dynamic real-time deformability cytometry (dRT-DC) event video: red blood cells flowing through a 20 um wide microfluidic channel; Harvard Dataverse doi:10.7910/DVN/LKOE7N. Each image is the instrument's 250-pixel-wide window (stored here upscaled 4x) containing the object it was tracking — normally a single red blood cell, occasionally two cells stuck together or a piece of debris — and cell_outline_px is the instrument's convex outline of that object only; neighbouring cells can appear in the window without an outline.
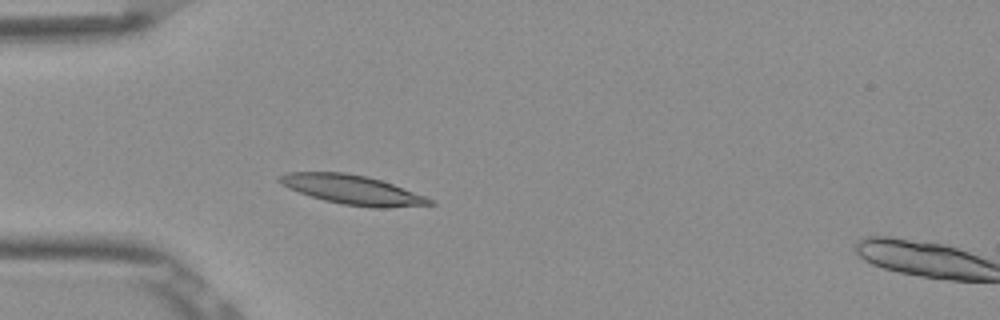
{"species": "Egyptian fruit bat (a non-hibernating species)", "species_latin": "Rousettus aegyptiacus", "temperature_condition": "room temperature", "stored_images_in_passage": 4, "camera_frame_rate_fps": 3000, "um_per_image_px": 0.085, "frame": {"image": 1, "passage_image": 3, "time_ms": 0.667, "image_size_px": [1000, 320], "cell_outline_px": [[436, 204], [388, 208], [376, 208], [344, 204], [324, 200], [288, 188], [276, 180], [276, 176], [288, 172], [344, 172], [368, 176], [392, 184], [436, 200]], "centroid_in_image_um": [29.96, 16.12], "position_along_channel_um": 55.0, "area_um2": 25.61}}